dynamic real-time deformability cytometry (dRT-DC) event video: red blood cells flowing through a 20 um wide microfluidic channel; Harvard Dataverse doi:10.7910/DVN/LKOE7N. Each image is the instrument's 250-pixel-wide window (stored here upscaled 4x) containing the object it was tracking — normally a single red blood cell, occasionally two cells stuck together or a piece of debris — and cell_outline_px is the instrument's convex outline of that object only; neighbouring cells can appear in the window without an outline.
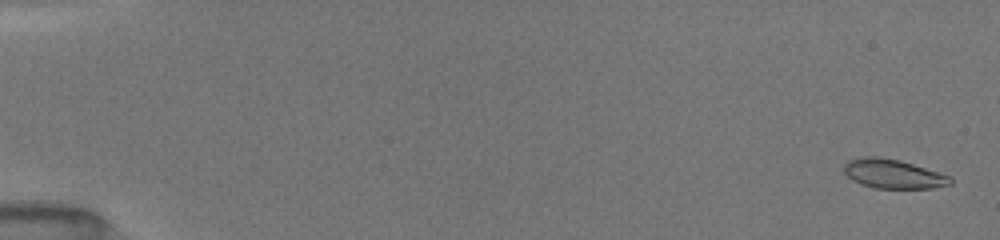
{"species": "common noctule bat (a hibernating species)", "species_latin": "Nyctalus noctula", "temperature_condition": "room temperature", "stored_images_in_passage": 23, "camera_frame_rate_fps": 3000, "um_per_image_px": 0.085, "animal": {"sex": "female", "body_mass_g": 19.5, "forearm_length_mm": 54.1}, "frame": {"image": 1, "passage_image": 2, "time_ms": 0.333, "image_size_px": [1000, 240], "cell_outline_px": [[952, 184], [932, 188], [872, 188], [852, 180], [844, 172], [844, 164], [848, 160], [864, 156], [876, 156], [900, 160], [948, 176], [952, 180]], "centroid_in_image_um": [75.86, 14.78], "position_along_channel_um": 9.1, "area_um2": 17.86}}
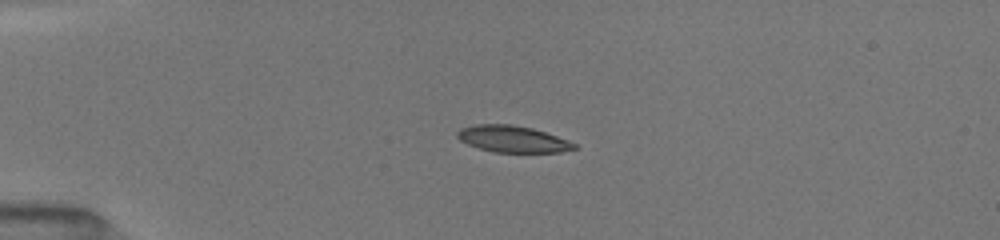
{"frame": {"image": 2, "passage_image": 15, "time_ms": 4.333, "image_size_px": [1000, 240], "cell_outline_px": [[576, 148], [560, 152], [492, 152], [468, 144], [460, 140], [456, 136], [456, 132], [460, 128], [476, 124], [512, 124], [532, 128], [568, 140], [576, 144]], "centroid_in_image_um": [43.54, 11.81], "position_along_channel_um": 41.5, "area_um2": 18.03}}
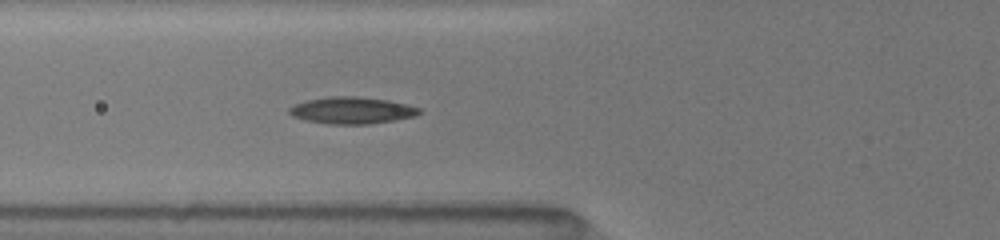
{"frame": {"image": 3, "passage_image": 23, "time_ms": 6.667, "image_size_px": [1000, 240], "cell_outline_px": [[424, 112], [416, 116], [368, 124], [328, 124], [308, 120], [292, 116], [288, 112], [288, 108], [296, 104], [308, 100], [328, 96], [356, 96], [388, 100], [420, 108]], "centroid_in_image_um": [29.92, 9.38], "position_along_channel_um": 95.9, "area_um2": 20.17}}